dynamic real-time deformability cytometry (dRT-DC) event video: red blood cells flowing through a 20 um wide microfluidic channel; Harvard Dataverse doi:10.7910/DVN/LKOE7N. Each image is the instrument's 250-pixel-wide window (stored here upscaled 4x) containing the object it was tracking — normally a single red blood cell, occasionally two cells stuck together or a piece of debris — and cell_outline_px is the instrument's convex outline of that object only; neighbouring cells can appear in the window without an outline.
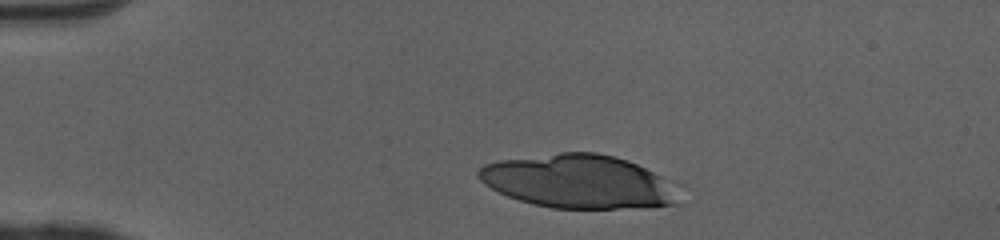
{"species": "human", "species_latin": "Homo sapiens", "temperature_condition": "cold", "stored_images_in_passage": 34, "camera_frame_rate_fps": 3000, "um_per_image_px": 0.085, "donor": {"sex": "female"}, "frame": {"image": 1, "passage_image": 1, "time_ms": 0.0, "image_size_px": [1000, 240], "cell_outline_px": [[688, 204], [652, 208], [552, 208], [532, 204], [508, 196], [484, 184], [476, 176], [476, 172], [484, 164], [500, 160], [560, 152], [596, 152], [628, 160], [660, 176]], "centroid_in_image_um": [49.21, 15.45], "position_along_channel_um": 35.8, "area_um2": 62.71}}